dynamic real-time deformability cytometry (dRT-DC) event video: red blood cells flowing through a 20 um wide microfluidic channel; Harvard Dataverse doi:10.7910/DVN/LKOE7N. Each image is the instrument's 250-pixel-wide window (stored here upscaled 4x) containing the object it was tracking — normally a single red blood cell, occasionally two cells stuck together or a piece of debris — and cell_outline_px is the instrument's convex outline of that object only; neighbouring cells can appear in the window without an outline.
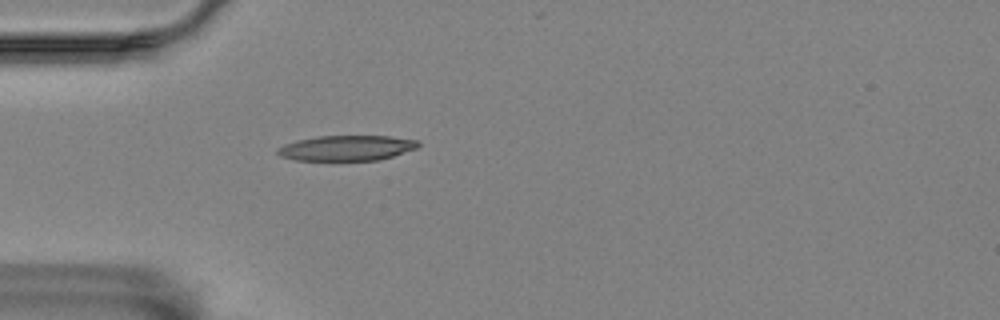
{"species": "Egyptian fruit bat (a non-hibernating species)", "species_latin": "Rousettus aegyptiacus", "temperature_condition": "room temperature", "stored_images_in_passage": 5, "camera_frame_rate_fps": 3000, "um_per_image_px": 0.085, "animal": {"sex": "female"}, "frame": {"image": 1, "passage_image": 5, "time_ms": 5.333, "image_size_px": [1000, 320], "cell_outline_px": [[420, 144], [416, 148], [380, 160], [296, 160], [280, 156], [276, 152], [276, 148], [284, 144], [296, 140], [320, 136], [388, 136], [420, 140]], "centroid_in_image_um": [29.45, 12.57], "position_along_channel_um": 55.6, "area_um2": 20.69}}